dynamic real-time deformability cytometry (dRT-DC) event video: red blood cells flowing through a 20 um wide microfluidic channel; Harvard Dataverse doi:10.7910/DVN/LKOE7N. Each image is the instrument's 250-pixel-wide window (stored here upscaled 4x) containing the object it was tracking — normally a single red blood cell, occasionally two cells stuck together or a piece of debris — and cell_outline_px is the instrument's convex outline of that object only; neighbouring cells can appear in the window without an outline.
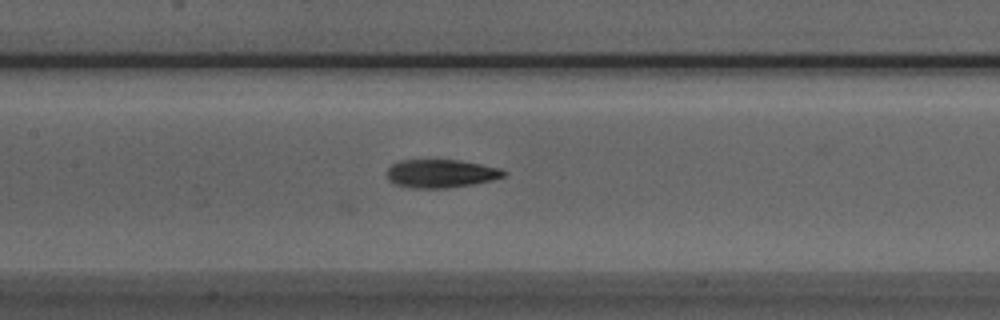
{"species": "Egyptian fruit bat (a non-hibernating species)", "species_latin": "Rousettus aegyptiacus", "temperature_condition": "room temperature", "stored_images_in_passage": 39, "camera_frame_rate_fps": 3000, "um_per_image_px": 0.085, "animal": {"sex": "male"}, "frame": {"image": 1, "passage_image": 11, "time_ms": 3.333, "image_size_px": [1000, 320], "cell_outline_px": [[508, 172], [504, 176], [492, 180], [472, 184], [444, 188], [408, 188], [396, 184], [388, 180], [388, 168], [392, 164], [400, 160], [460, 160], [500, 168]], "centroid_in_image_um": [37.47, 14.75], "position_along_channel_um": 169.9, "area_um2": 19.19}}
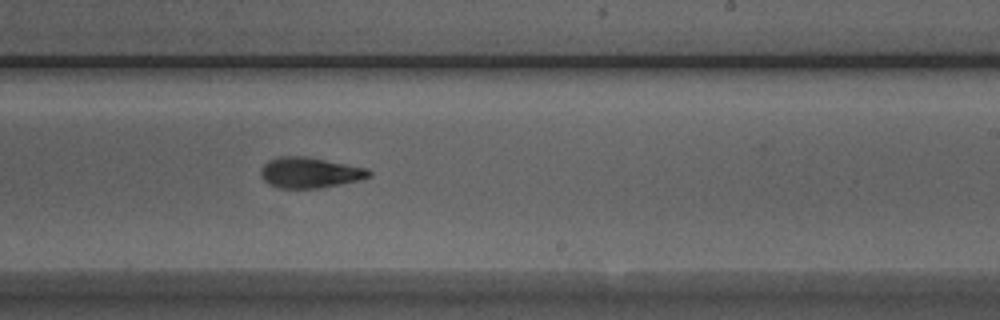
{"frame": {"image": 2, "passage_image": 18, "time_ms": 5.667, "image_size_px": [1000, 320], "cell_outline_px": [[372, 172], [368, 176], [356, 180], [320, 188], [276, 188], [268, 184], [260, 176], [260, 168], [268, 160], [280, 156], [304, 156], [368, 168]], "centroid_in_image_um": [26.25, 14.67], "position_along_channel_um": 262.7, "area_um2": 19.19}}
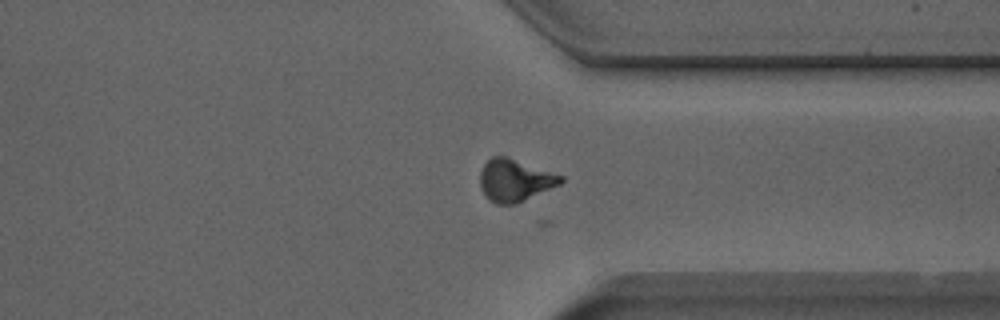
{"frame": {"image": 3, "passage_image": 26, "time_ms": 8.333, "image_size_px": [1000, 320], "cell_outline_px": [[564, 180], [560, 184], [516, 204], [496, 204], [488, 200], [480, 188], [480, 172], [484, 164], [492, 156], [508, 156], [564, 176]], "centroid_in_image_um": [43.75, 15.32], "position_along_channel_um": 367.7, "area_um2": 20.0}}